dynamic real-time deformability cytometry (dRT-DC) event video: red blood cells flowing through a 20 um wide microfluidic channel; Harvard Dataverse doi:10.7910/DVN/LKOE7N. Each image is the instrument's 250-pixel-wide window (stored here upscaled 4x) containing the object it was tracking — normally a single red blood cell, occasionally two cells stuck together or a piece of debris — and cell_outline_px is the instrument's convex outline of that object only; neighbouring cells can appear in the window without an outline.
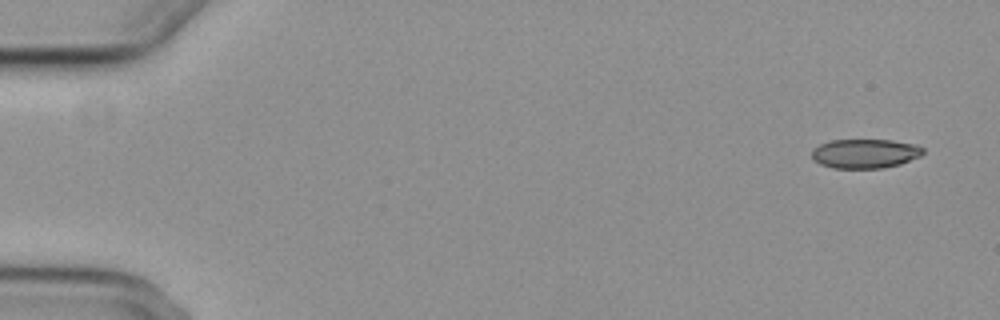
{"species": "common noctule bat (a hibernating species)", "species_latin": "Nyctalus noctula", "temperature_condition": "cold", "stored_images_in_passage": 6, "camera_frame_rate_fps": 3000, "um_per_image_px": 0.085, "animal": {"sex": "female", "body_mass_g": 29.2, "forearm_length_mm": 56.3}, "frame": {"image": 1, "passage_image": 1, "time_ms": 0.0, "image_size_px": [1000, 320], "cell_outline_px": [[924, 152], [920, 156], [900, 164], [884, 168], [832, 168], [820, 164], [812, 160], [812, 148], [828, 140], [892, 140], [916, 144], [924, 148]], "centroid_in_image_um": [73.51, 13.05], "position_along_channel_um": 11.5, "area_um2": 19.19}}
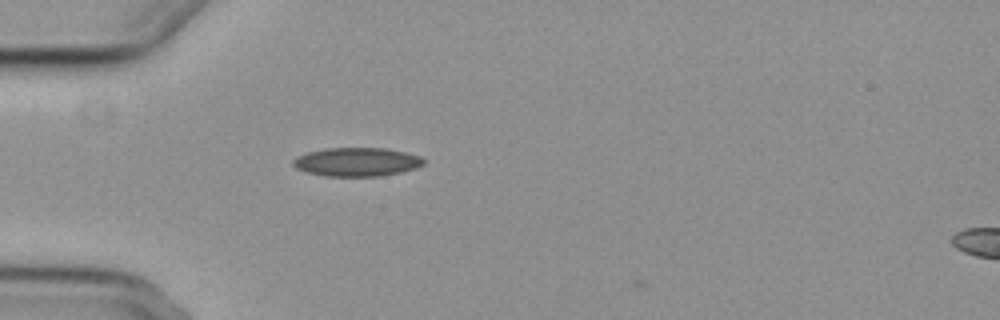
{"frame": {"image": 2, "passage_image": 5, "time_ms": 4.667, "image_size_px": [1000, 320], "cell_outline_px": [[428, 160], [424, 164], [416, 168], [400, 172], [380, 176], [324, 176], [308, 172], [296, 168], [292, 164], [292, 160], [296, 156], [308, 152], [324, 148], [388, 148], [420, 156]], "centroid_in_image_um": [30.34, 13.76], "position_along_channel_um": 54.7, "area_um2": 21.96}}